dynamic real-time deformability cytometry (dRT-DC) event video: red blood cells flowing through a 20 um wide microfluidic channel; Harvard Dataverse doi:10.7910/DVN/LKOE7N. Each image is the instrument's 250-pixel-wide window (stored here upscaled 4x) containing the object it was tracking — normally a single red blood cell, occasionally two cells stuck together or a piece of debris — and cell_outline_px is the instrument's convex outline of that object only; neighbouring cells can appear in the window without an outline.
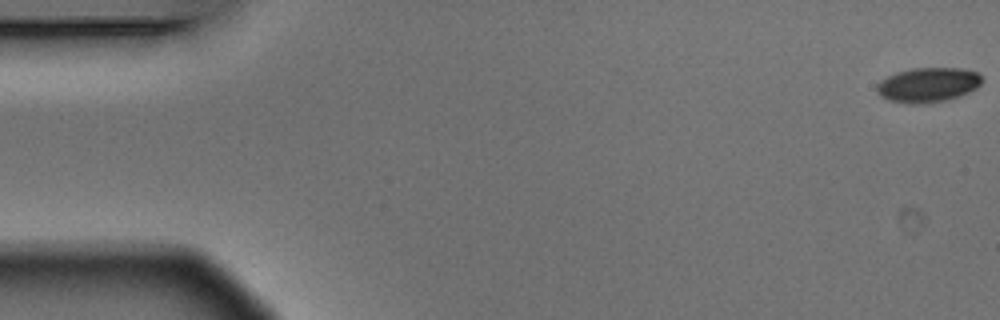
{"species": "Egyptian fruit bat (a non-hibernating species)", "species_latin": "Rousettus aegyptiacus", "temperature_condition": "warm", "stored_images_in_passage": 5, "camera_frame_rate_fps": 3000, "um_per_image_px": 0.085, "animal": {"sex": "male"}, "frame": {"image": 1, "passage_image": 1, "time_ms": 0.0, "image_size_px": [1000, 320], "cell_outline_px": [[984, 80], [976, 88], [968, 92], [944, 100], [916, 104], [908, 104], [888, 100], [880, 96], [876, 92], [876, 84], [880, 80], [896, 72], [912, 68], [960, 68], [980, 72], [984, 76]], "centroid_in_image_um": [78.87, 7.19], "position_along_channel_um": 6.1, "area_um2": 21.39}}
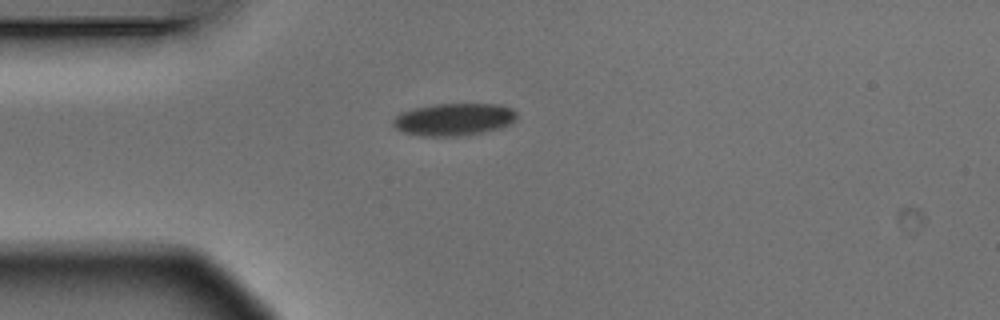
{"frame": {"image": 2, "passage_image": 5, "time_ms": 1.333, "image_size_px": [1000, 320], "cell_outline_px": [[516, 120], [512, 124], [500, 128], [480, 132], [456, 136], [420, 136], [404, 132], [396, 128], [392, 124], [392, 120], [400, 112], [416, 108], [436, 104], [496, 104], [512, 108], [516, 112]], "centroid_in_image_um": [38.58, 10.15], "position_along_channel_um": 46.4, "area_um2": 23.24}}